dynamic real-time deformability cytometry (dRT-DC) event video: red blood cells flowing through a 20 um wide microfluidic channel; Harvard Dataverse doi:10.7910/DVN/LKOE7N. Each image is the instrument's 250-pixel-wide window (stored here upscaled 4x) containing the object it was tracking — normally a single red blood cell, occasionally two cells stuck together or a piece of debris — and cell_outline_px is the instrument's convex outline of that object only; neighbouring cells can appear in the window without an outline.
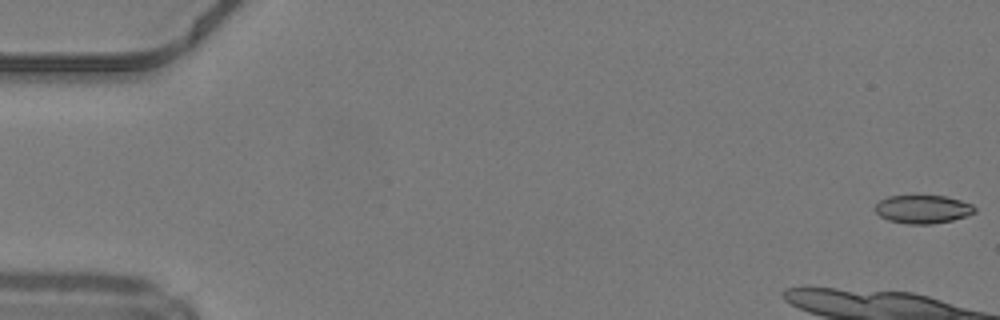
{"species": "common noctule bat (a hibernating species)", "species_latin": "Nyctalus noctula", "temperature_condition": "warm", "stored_images_in_passage": 39, "camera_frame_rate_fps": 3000, "um_per_image_px": 0.085, "animal": {"sex": "male", "body_mass_g": 19.2, "forearm_length_mm": 51.8}, "frame": {"image": 1, "passage_image": 1, "time_ms": 0.0, "image_size_px": [1000, 320], "cell_outline_px": [[976, 212], [952, 220], [932, 224], [908, 224], [888, 220], [880, 216], [872, 208], [880, 200], [888, 196], [944, 196], [960, 200], [972, 204], [976, 208]], "centroid_in_image_um": [78.41, 17.78], "position_along_channel_um": 6.6, "area_um2": 16.42}}